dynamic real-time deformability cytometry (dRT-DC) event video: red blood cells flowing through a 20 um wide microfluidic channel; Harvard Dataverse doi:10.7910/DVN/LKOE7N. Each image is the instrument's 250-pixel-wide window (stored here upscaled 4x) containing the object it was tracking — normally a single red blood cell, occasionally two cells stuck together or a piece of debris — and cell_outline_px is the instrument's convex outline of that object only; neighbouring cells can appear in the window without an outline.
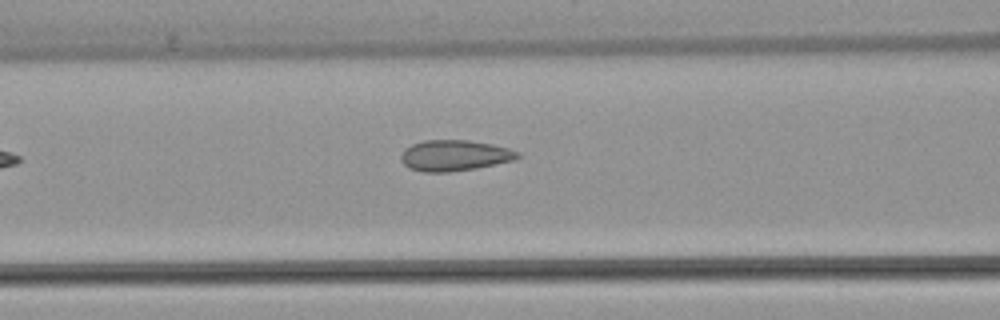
{"species": "common noctule bat (a hibernating species)", "species_latin": "Nyctalus noctula", "temperature_condition": "warm", "stored_images_in_passage": 4, "segment_of_instrument_passage": [1, 2], "camera_frame_rate_fps": 3000, "um_per_image_px": 0.085, "animal": {"sex": "female", "body_mass_g": 22.7, "forearm_length_mm": 54.2}, "frame": {"image": 1, "passage_image": 3, "time_ms": 2.333, "image_size_px": [1000, 320], "cell_outline_px": [[520, 156], [516, 160], [476, 168], [448, 172], [424, 172], [408, 168], [400, 160], [400, 156], [404, 148], [412, 144], [424, 140], [468, 140], [492, 144], [508, 148], [520, 152]], "centroid_in_image_um": [38.63, 13.21], "position_along_channel_um": 128.0, "area_um2": 21.15}}